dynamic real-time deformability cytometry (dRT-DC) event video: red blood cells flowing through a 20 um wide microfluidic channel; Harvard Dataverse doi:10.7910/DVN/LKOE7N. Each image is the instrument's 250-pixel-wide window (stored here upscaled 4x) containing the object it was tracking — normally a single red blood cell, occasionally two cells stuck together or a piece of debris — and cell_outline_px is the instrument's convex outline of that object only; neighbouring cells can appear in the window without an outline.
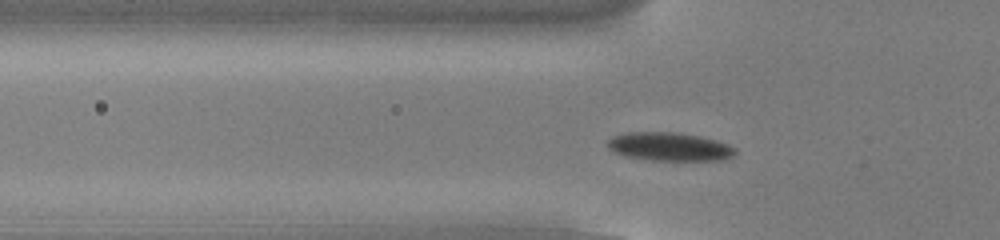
{"species": "common noctule bat (a hibernating species)", "species_latin": "Nyctalus noctula", "temperature_condition": "cold", "stored_images_in_passage": 46, "camera_frame_rate_fps": 3000, "um_per_image_px": 0.085, "animal": {"sex": "male", "body_mass_g": 13.0, "forearm_length_mm": 53.1}, "frame": {"image": 1, "passage_image": 10, "time_ms": 3.0, "image_size_px": [1000, 240], "cell_outline_px": [[736, 152], [732, 156], [724, 160], [652, 160], [624, 156], [612, 152], [608, 148], [608, 140], [612, 136], [628, 132], [676, 132], [700, 136], [716, 140], [728, 144]], "centroid_in_image_um": [56.86, 12.46], "position_along_channel_um": 68.9, "area_um2": 21.15}}
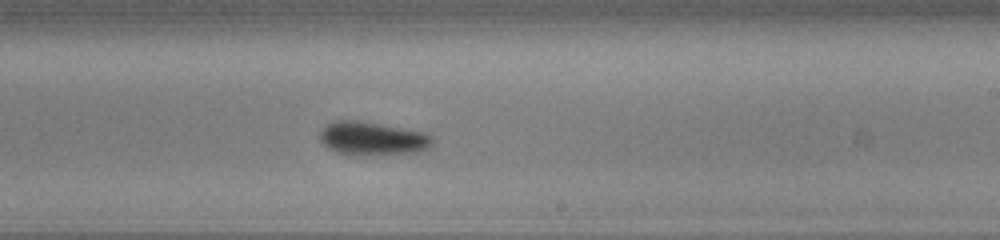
{"frame": {"image": 2, "passage_image": 25, "time_ms": 8.0, "image_size_px": [1000, 240], "cell_outline_px": [[432, 144], [428, 148], [420, 152], [372, 156], [356, 156], [336, 152], [328, 148], [320, 140], [320, 132], [332, 120], [356, 120], [380, 124], [424, 132], [432, 136]], "centroid_in_image_um": [31.66, 11.8], "position_along_channel_um": 257.3, "area_um2": 22.25}}
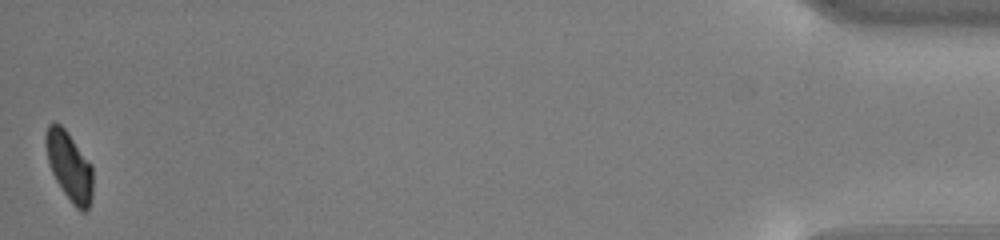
{"frame": {"image": 3, "passage_image": 46, "time_ms": 15.0, "image_size_px": [1000, 240], "cell_outline_px": [[92, 196], [88, 212], [80, 212], [72, 204], [56, 180], [48, 164], [44, 144], [44, 136], [48, 124], [60, 124], [64, 128], [92, 164]], "centroid_in_image_um": [5.89, 14.15], "position_along_channel_um": 429.3, "area_um2": 19.07}, "authors_computed_cell_mechanics": {"area_um2": 21.1259, "velocity_mm_per_s": 3.7881, "shape_relaxation_time_tau1_ms": 2.0588, "shape_relaxation_time_tau2_ms": null, "deformation_change_tau1": 0.099, "deformation_change_tau2": null}}